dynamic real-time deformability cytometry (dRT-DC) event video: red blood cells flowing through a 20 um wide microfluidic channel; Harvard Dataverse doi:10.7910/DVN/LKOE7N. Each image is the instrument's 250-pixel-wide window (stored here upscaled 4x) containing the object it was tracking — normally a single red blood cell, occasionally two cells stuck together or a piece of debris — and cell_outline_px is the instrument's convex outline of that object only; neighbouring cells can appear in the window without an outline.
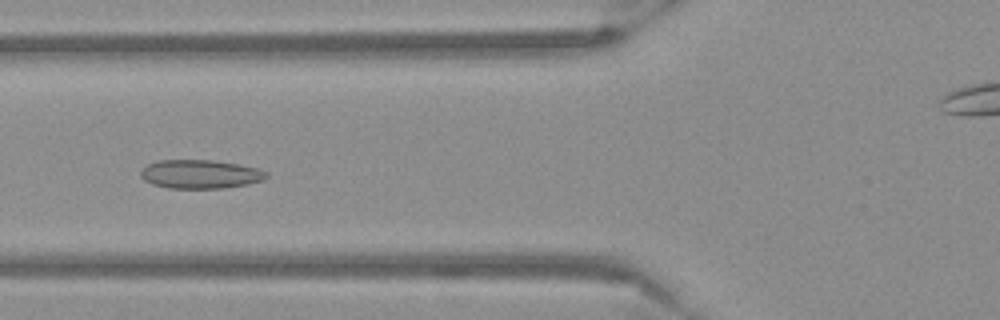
{"species": "Egyptian fruit bat (a non-hibernating species)", "species_latin": "Rousettus aegyptiacus", "temperature_condition": "warm", "stored_images_in_passage": 55, "camera_frame_rate_fps": 3000, "um_per_image_px": 0.085, "frame": {"image": 1, "passage_image": 21, "time_ms": 6.667, "image_size_px": [1000, 320], "cell_outline_px": [[268, 176], [264, 180], [248, 184], [224, 188], [168, 188], [152, 184], [144, 180], [140, 176], [140, 172], [148, 164], [156, 160], [212, 160], [240, 164], [256, 168], [268, 172]], "centroid_in_image_um": [17.03, 14.8], "position_along_channel_um": 108.8, "area_um2": 21.15}}
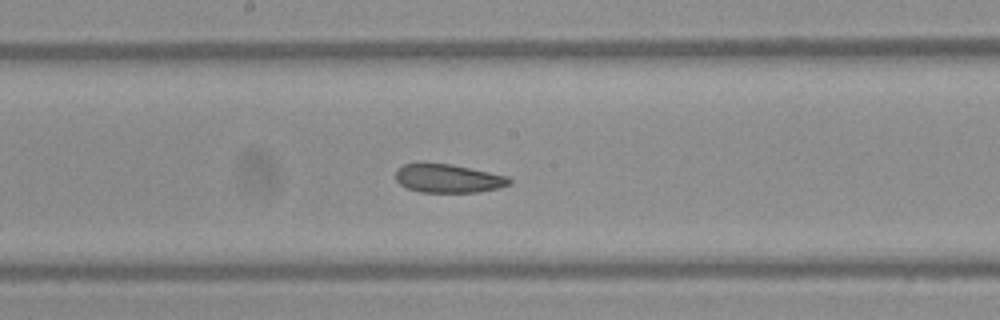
{"frame": {"image": 2, "passage_image": 29, "time_ms": 9.333, "image_size_px": [1000, 320], "cell_outline_px": [[512, 180], [508, 184], [500, 188], [476, 192], [420, 192], [408, 188], [400, 184], [396, 180], [396, 168], [404, 164], [452, 164], [508, 176]], "centroid_in_image_um": [38.1, 15.17], "position_along_channel_um": 210.1, "area_um2": 18.73}}
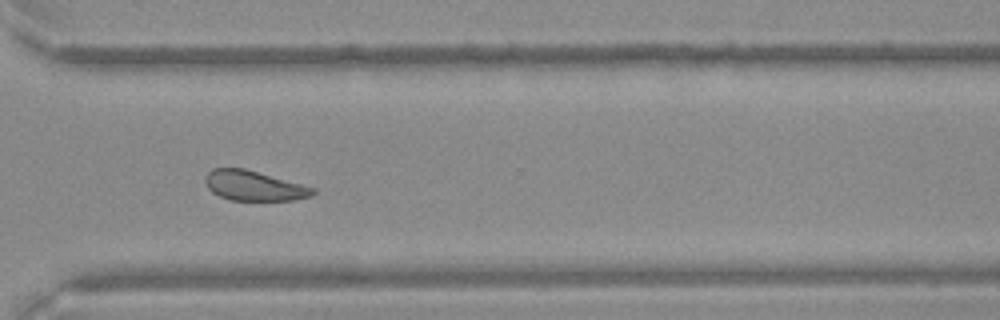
{"frame": {"image": 3, "passage_image": 40, "time_ms": 13.0, "image_size_px": [1000, 320], "cell_outline_px": [[316, 192], [312, 196], [292, 200], [232, 200], [220, 196], [212, 192], [208, 188], [204, 180], [204, 176], [212, 168], [244, 168], [316, 188]], "centroid_in_image_um": [21.58, 15.78], "position_along_channel_um": 349.0, "area_um2": 18.73}}